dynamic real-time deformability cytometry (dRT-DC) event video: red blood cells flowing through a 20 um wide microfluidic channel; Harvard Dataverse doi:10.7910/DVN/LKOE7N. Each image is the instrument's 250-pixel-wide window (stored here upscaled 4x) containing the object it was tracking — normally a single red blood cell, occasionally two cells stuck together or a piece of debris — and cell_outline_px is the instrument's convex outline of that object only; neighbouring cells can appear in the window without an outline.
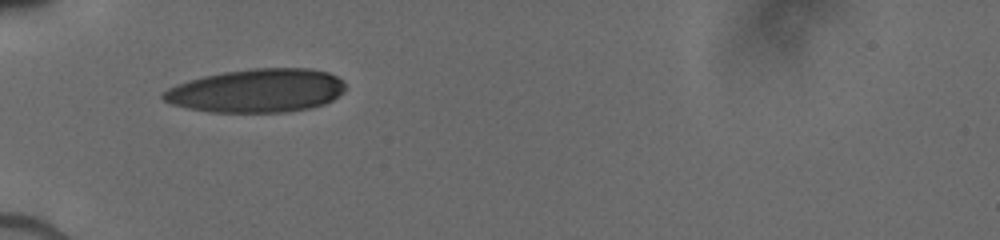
{"species": "human", "species_latin": "Homo sapiens", "temperature_condition": "cold", "stored_images_in_passage": 14, "camera_frame_rate_fps": 3000, "um_per_image_px": 0.085, "donor": {"sex": "male"}, "frame": {"image": 1, "passage_image": 1, "time_ms": 0.0, "image_size_px": [1000, 240], "cell_outline_px": [[344, 92], [332, 100], [324, 104], [308, 108], [288, 112], [212, 112], [188, 108], [172, 104], [164, 100], [160, 96], [168, 88], [176, 84], [188, 80], [204, 76], [224, 72], [252, 68], [308, 68], [328, 72], [344, 80]], "centroid_in_image_um": [21.84, 7.7], "position_along_channel_um": 63.2, "area_um2": 46.24}}
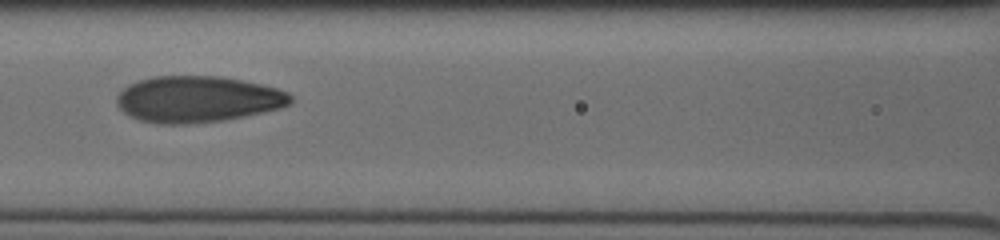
{"frame": {"image": 2, "passage_image": 5, "time_ms": 2.333, "image_size_px": [1000, 240], "cell_outline_px": [[292, 100], [288, 104], [280, 108], [244, 116], [224, 120], [184, 124], [160, 124], [140, 120], [128, 116], [116, 104], [116, 96], [128, 84], [152, 76], [224, 76], [260, 84], [276, 88], [288, 92], [292, 96]], "centroid_in_image_um": [16.77, 8.43], "position_along_channel_um": 149.8, "area_um2": 46.93}}
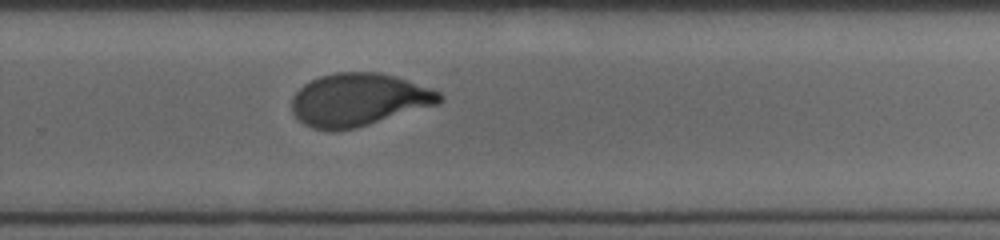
{"frame": {"image": 3, "passage_image": 14, "time_ms": 6.0, "image_size_px": [1000, 240], "cell_outline_px": [[444, 100], [436, 104], [356, 128], [332, 132], [312, 128], [304, 124], [292, 112], [292, 96], [304, 84], [320, 76], [336, 72], [380, 72], [396, 76], [432, 88], [440, 92], [444, 96]], "centroid_in_image_um": [30.48, 8.48], "position_along_channel_um": 299.3, "area_um2": 45.49}}